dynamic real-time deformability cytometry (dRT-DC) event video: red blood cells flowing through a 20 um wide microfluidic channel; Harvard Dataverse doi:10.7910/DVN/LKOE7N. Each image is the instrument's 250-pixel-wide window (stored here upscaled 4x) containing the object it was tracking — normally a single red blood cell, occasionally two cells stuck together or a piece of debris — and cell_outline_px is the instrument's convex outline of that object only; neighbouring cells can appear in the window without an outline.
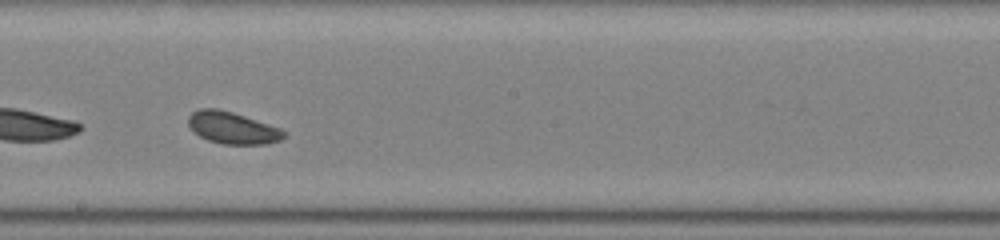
{"species": "common noctule bat (a hibernating species)", "species_latin": "Nyctalus noctula", "temperature_condition": "room temperature", "stored_images_in_passage": 40, "camera_frame_rate_fps": 3000, "um_per_image_px": 0.085, "animal": {"sex": "female", "body_mass_g": 22.0, "forearm_length_mm": 56.7}, "frame": {"image": 1, "passage_image": 19, "time_ms": 6.0, "image_size_px": [1000, 240], "cell_outline_px": [[288, 132], [280, 140], [264, 144], [224, 144], [208, 140], [200, 136], [188, 124], [188, 116], [192, 112], [200, 108], [220, 108], [280, 128]], "centroid_in_image_um": [19.75, 10.86], "position_along_channel_um": 228.4, "area_um2": 17.63}}
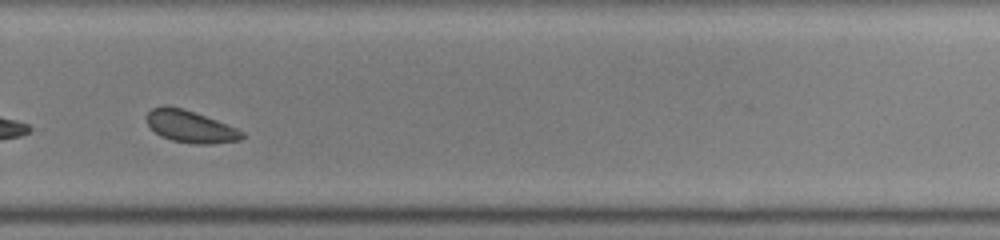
{"frame": {"image": 2, "passage_image": 25, "time_ms": 8.0, "image_size_px": [1000, 240], "cell_outline_px": [[244, 136], [240, 140], [212, 144], [192, 144], [172, 140], [160, 136], [148, 124], [144, 116], [152, 108], [184, 108], [216, 120], [236, 128], [244, 132]], "centroid_in_image_um": [16.2, 10.79], "position_along_channel_um": 313.6, "area_um2": 17.51}}
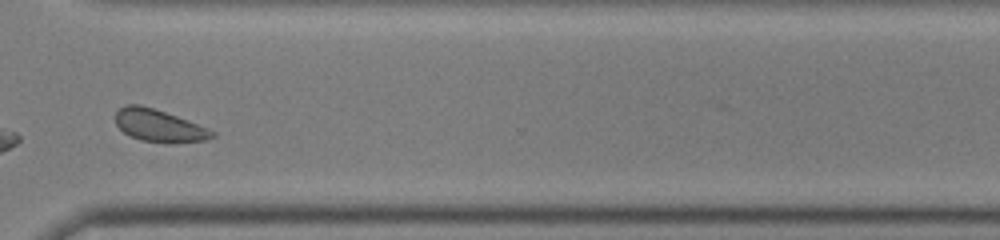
{"frame": {"image": 3, "passage_image": 28, "time_ms": 9.0, "image_size_px": [1000, 240], "cell_outline_px": [[216, 136], [208, 140], [172, 144], [140, 140], [124, 132], [116, 124], [116, 112], [120, 108], [128, 104], [140, 104], [176, 116], [208, 128], [216, 132]], "centroid_in_image_um": [13.56, 10.7], "position_along_channel_um": 357.0, "area_um2": 18.21}}